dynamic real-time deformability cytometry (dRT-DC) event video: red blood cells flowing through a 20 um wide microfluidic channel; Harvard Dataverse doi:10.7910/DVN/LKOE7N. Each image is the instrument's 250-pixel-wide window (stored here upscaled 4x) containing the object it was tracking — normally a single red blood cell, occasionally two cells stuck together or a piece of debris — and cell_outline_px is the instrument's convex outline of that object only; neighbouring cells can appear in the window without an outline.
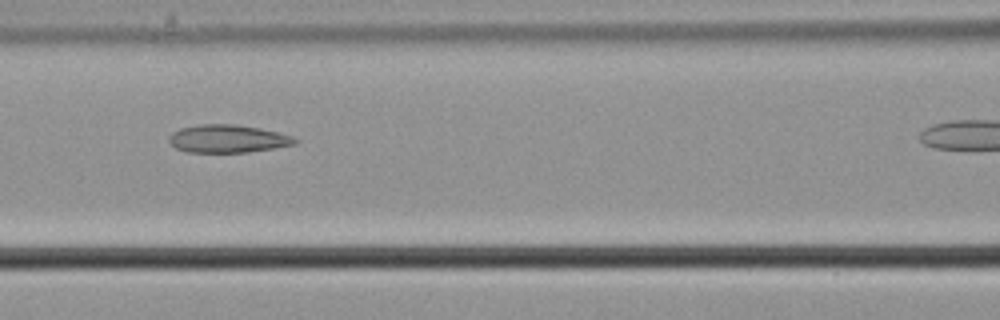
{"species": "common noctule bat (a hibernating species)", "species_latin": "Nyctalus noctula", "temperature_condition": "cold", "stored_images_in_passage": 23, "camera_frame_rate_fps": 3000, "um_per_image_px": 0.085, "animal": {"sex": "male", "body_mass_g": 21.5, "forearm_length_mm": 52.0}, "frame": {"image": 1, "passage_image": 7, "time_ms": 2.0, "image_size_px": [1000, 320], "cell_outline_px": [[300, 140], [296, 144], [248, 152], [188, 152], [176, 148], [168, 140], [168, 136], [172, 132], [180, 128], [200, 124], [236, 124], [260, 128], [292, 136]], "centroid_in_image_um": [19.35, 11.78], "position_along_channel_um": 147.3, "area_um2": 20.46}}